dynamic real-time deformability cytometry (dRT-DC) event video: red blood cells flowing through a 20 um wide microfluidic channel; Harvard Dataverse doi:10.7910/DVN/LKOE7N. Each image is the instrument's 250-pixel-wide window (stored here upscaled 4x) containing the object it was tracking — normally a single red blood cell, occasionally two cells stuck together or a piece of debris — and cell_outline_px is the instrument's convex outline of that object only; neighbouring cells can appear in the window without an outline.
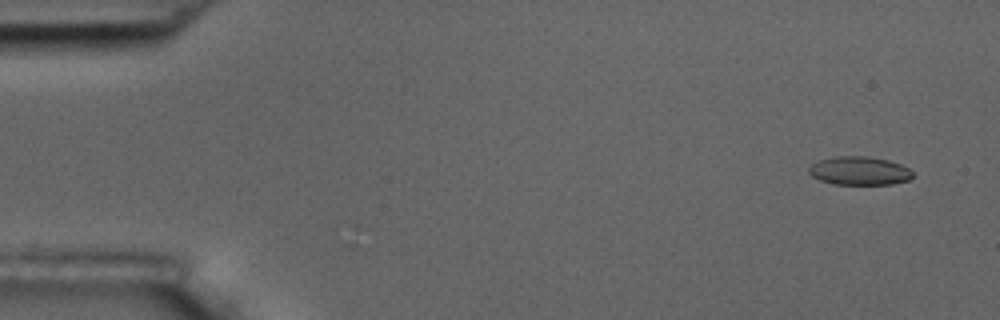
{"species": "common noctule bat (a hibernating species)", "species_latin": "Nyctalus noctula", "temperature_condition": "room temperature", "stored_images_in_passage": 7, "camera_frame_rate_fps": 3000, "um_per_image_px": 0.085, "animal": {"sex": "male", "body_mass_g": 17.5, "forearm_length_mm": 52.3}, "frame": {"image": 1, "passage_image": 2, "time_ms": 1.0, "image_size_px": [1000, 320], "cell_outline_px": [[912, 176], [908, 180], [892, 184], [832, 184], [820, 180], [812, 176], [808, 172], [808, 168], [812, 164], [820, 160], [832, 156], [868, 156], [888, 160], [900, 164], [908, 168], [912, 172]], "centroid_in_image_um": [73.02, 14.51], "position_along_channel_um": 12.0, "area_um2": 17.22}}
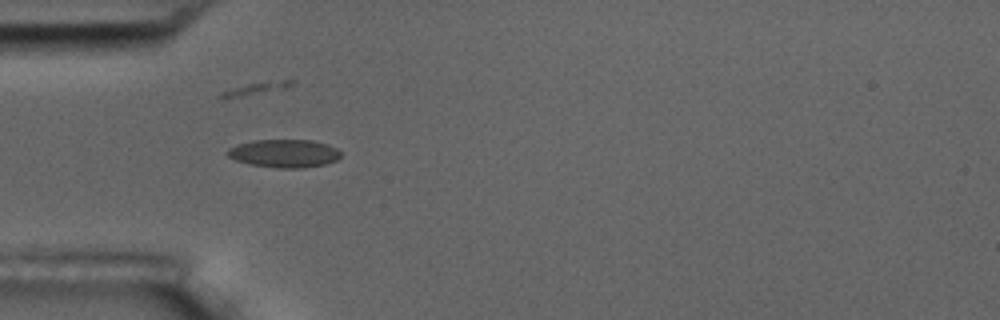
{"frame": {"image": 2, "passage_image": 6, "time_ms": 5.667, "image_size_px": [1000, 320], "cell_outline_px": [[340, 156], [336, 160], [324, 164], [304, 168], [280, 168], [248, 164], [236, 160], [228, 156], [224, 152], [228, 148], [236, 144], [252, 140], [312, 140], [328, 144], [336, 148], [340, 152]], "centroid_in_image_um": [24.12, 13.03], "position_along_channel_um": 60.9, "area_um2": 18.67}}